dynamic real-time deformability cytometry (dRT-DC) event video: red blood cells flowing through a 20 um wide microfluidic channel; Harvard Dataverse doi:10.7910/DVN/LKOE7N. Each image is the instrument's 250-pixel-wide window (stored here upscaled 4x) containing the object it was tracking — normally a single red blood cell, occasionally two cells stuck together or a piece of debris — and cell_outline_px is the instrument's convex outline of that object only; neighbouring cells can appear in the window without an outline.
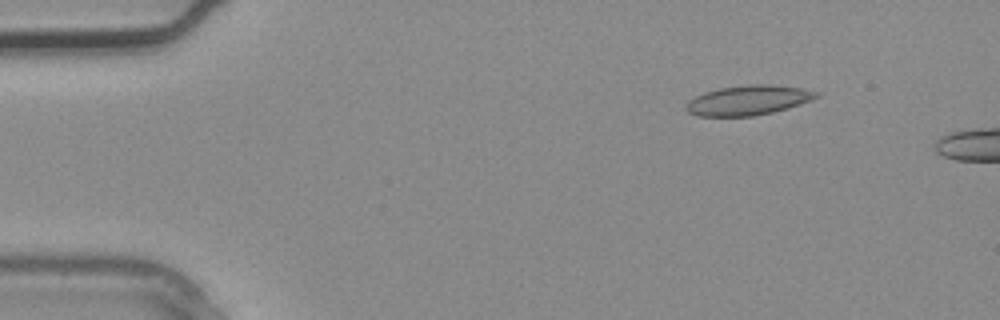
{"species": "common noctule bat (a hibernating species)", "species_latin": "Nyctalus noctula", "temperature_condition": "warm", "stored_images_in_passage": 2, "camera_frame_rate_fps": 3000, "um_per_image_px": 0.085, "animal": {"sex": "male", "body_mass_g": 20.4}, "frame": {"image": 1, "passage_image": 1, "time_ms": 0.0, "image_size_px": [1000, 320], "cell_outline_px": [[820, 96], [812, 100], [788, 108], [772, 112], [752, 116], [700, 116], [688, 112], [684, 108], [684, 104], [688, 100], [704, 92], [720, 88], [748, 84], [768, 84], [800, 88], [820, 92]], "centroid_in_image_um": [63.59, 8.52], "position_along_channel_um": 21.4, "area_um2": 22.66}}